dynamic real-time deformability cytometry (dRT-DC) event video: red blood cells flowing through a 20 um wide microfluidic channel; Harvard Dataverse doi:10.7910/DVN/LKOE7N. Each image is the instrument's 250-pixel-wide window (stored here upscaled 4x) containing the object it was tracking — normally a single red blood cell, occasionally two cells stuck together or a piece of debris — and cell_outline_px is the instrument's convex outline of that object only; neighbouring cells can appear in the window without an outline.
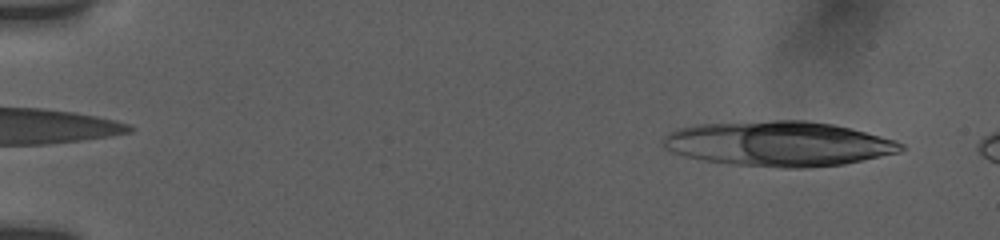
{"species": "human", "species_latin": "Homo sapiens", "temperature_condition": "room temperature", "stored_images_in_passage": 6, "camera_frame_rate_fps": 3000, "um_per_image_px": 0.085, "donor": {"sex": "female"}, "frame": {"image": 1, "passage_image": 1, "time_ms": 0.0, "image_size_px": [1000, 240], "cell_outline_px": [[904, 148], [900, 152], [844, 164], [804, 168], [784, 168], [736, 164], [704, 160], [684, 156], [672, 152], [664, 148], [664, 136], [668, 132], [676, 128], [700, 124], [772, 120], [808, 120], [832, 124], [896, 140], [904, 144]], "centroid_in_image_um": [66.17, 12.21], "position_along_channel_um": 18.8, "area_um2": 62.08}}